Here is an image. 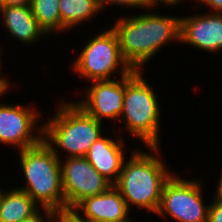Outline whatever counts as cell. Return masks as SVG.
<instances>
[{
    "label": "cell",
    "mask_w": 222,
    "mask_h": 222,
    "mask_svg": "<svg viewBox=\"0 0 222 222\" xmlns=\"http://www.w3.org/2000/svg\"><path fill=\"white\" fill-rule=\"evenodd\" d=\"M146 13L119 18L110 27L116 33L121 54L133 70H142L163 47L180 43L181 17ZM152 12V13H151Z\"/></svg>",
    "instance_id": "1"
},
{
    "label": "cell",
    "mask_w": 222,
    "mask_h": 222,
    "mask_svg": "<svg viewBox=\"0 0 222 222\" xmlns=\"http://www.w3.org/2000/svg\"><path fill=\"white\" fill-rule=\"evenodd\" d=\"M161 147H146L149 153L136 148L123 163L113 186L121 193L130 210L134 206L156 214L159 209L163 186L174 173L162 160Z\"/></svg>",
    "instance_id": "2"
},
{
    "label": "cell",
    "mask_w": 222,
    "mask_h": 222,
    "mask_svg": "<svg viewBox=\"0 0 222 222\" xmlns=\"http://www.w3.org/2000/svg\"><path fill=\"white\" fill-rule=\"evenodd\" d=\"M55 112L43 123V141L59 159L62 151L65 158L85 157L90 146L110 129L75 102L61 99Z\"/></svg>",
    "instance_id": "3"
},
{
    "label": "cell",
    "mask_w": 222,
    "mask_h": 222,
    "mask_svg": "<svg viewBox=\"0 0 222 222\" xmlns=\"http://www.w3.org/2000/svg\"><path fill=\"white\" fill-rule=\"evenodd\" d=\"M25 186L16 187L25 191L41 208L57 213H67L65 206L60 159L42 140L38 145L18 152Z\"/></svg>",
    "instance_id": "4"
},
{
    "label": "cell",
    "mask_w": 222,
    "mask_h": 222,
    "mask_svg": "<svg viewBox=\"0 0 222 222\" xmlns=\"http://www.w3.org/2000/svg\"><path fill=\"white\" fill-rule=\"evenodd\" d=\"M142 73V70H133L125 76L123 111L119 121L123 120L124 131L146 147L160 146L162 111L156 91Z\"/></svg>",
    "instance_id": "5"
},
{
    "label": "cell",
    "mask_w": 222,
    "mask_h": 222,
    "mask_svg": "<svg viewBox=\"0 0 222 222\" xmlns=\"http://www.w3.org/2000/svg\"><path fill=\"white\" fill-rule=\"evenodd\" d=\"M105 29L91 39L88 38L68 68L86 81L112 80L117 72L119 79L133 71L121 54L116 33L110 26Z\"/></svg>",
    "instance_id": "6"
},
{
    "label": "cell",
    "mask_w": 222,
    "mask_h": 222,
    "mask_svg": "<svg viewBox=\"0 0 222 222\" xmlns=\"http://www.w3.org/2000/svg\"><path fill=\"white\" fill-rule=\"evenodd\" d=\"M177 174L165 182L155 215L165 220L171 217L174 222H208L210 202L204 203L203 180H187Z\"/></svg>",
    "instance_id": "7"
},
{
    "label": "cell",
    "mask_w": 222,
    "mask_h": 222,
    "mask_svg": "<svg viewBox=\"0 0 222 222\" xmlns=\"http://www.w3.org/2000/svg\"><path fill=\"white\" fill-rule=\"evenodd\" d=\"M24 105L0 104V144L14 146L18 151L43 140V123H39L41 112L36 111L35 106Z\"/></svg>",
    "instance_id": "8"
},
{
    "label": "cell",
    "mask_w": 222,
    "mask_h": 222,
    "mask_svg": "<svg viewBox=\"0 0 222 222\" xmlns=\"http://www.w3.org/2000/svg\"><path fill=\"white\" fill-rule=\"evenodd\" d=\"M60 169L67 213L84 198L102 194L113 186L97 172L86 157L63 158L62 155Z\"/></svg>",
    "instance_id": "9"
},
{
    "label": "cell",
    "mask_w": 222,
    "mask_h": 222,
    "mask_svg": "<svg viewBox=\"0 0 222 222\" xmlns=\"http://www.w3.org/2000/svg\"><path fill=\"white\" fill-rule=\"evenodd\" d=\"M85 88V97L75 103L98 121L103 123V119H108L115 124L123 111L125 76L119 80L113 77L112 80L91 81Z\"/></svg>",
    "instance_id": "10"
},
{
    "label": "cell",
    "mask_w": 222,
    "mask_h": 222,
    "mask_svg": "<svg viewBox=\"0 0 222 222\" xmlns=\"http://www.w3.org/2000/svg\"><path fill=\"white\" fill-rule=\"evenodd\" d=\"M197 50L222 52V13L204 12L181 17L180 44Z\"/></svg>",
    "instance_id": "11"
},
{
    "label": "cell",
    "mask_w": 222,
    "mask_h": 222,
    "mask_svg": "<svg viewBox=\"0 0 222 222\" xmlns=\"http://www.w3.org/2000/svg\"><path fill=\"white\" fill-rule=\"evenodd\" d=\"M69 213L80 222H120L131 210L121 193L111 186L106 192L84 198Z\"/></svg>",
    "instance_id": "12"
},
{
    "label": "cell",
    "mask_w": 222,
    "mask_h": 222,
    "mask_svg": "<svg viewBox=\"0 0 222 222\" xmlns=\"http://www.w3.org/2000/svg\"><path fill=\"white\" fill-rule=\"evenodd\" d=\"M110 131H105L90 146L85 157L101 176L114 185L118 180L123 163L127 159L125 157L127 146H125L126 140L121 138L123 136L114 138V136H111Z\"/></svg>",
    "instance_id": "13"
},
{
    "label": "cell",
    "mask_w": 222,
    "mask_h": 222,
    "mask_svg": "<svg viewBox=\"0 0 222 222\" xmlns=\"http://www.w3.org/2000/svg\"><path fill=\"white\" fill-rule=\"evenodd\" d=\"M0 17L6 33H9L11 37L22 44L34 43L35 45L41 37L48 38L38 26L30 5L0 6Z\"/></svg>",
    "instance_id": "14"
},
{
    "label": "cell",
    "mask_w": 222,
    "mask_h": 222,
    "mask_svg": "<svg viewBox=\"0 0 222 222\" xmlns=\"http://www.w3.org/2000/svg\"><path fill=\"white\" fill-rule=\"evenodd\" d=\"M41 207L23 190L9 188L0 198V222H21Z\"/></svg>",
    "instance_id": "15"
},
{
    "label": "cell",
    "mask_w": 222,
    "mask_h": 222,
    "mask_svg": "<svg viewBox=\"0 0 222 222\" xmlns=\"http://www.w3.org/2000/svg\"><path fill=\"white\" fill-rule=\"evenodd\" d=\"M59 10L61 32L74 29L82 22H90L102 11L97 0H59Z\"/></svg>",
    "instance_id": "16"
},
{
    "label": "cell",
    "mask_w": 222,
    "mask_h": 222,
    "mask_svg": "<svg viewBox=\"0 0 222 222\" xmlns=\"http://www.w3.org/2000/svg\"><path fill=\"white\" fill-rule=\"evenodd\" d=\"M30 7L38 26L48 37L61 33L59 0H31Z\"/></svg>",
    "instance_id": "17"
},
{
    "label": "cell",
    "mask_w": 222,
    "mask_h": 222,
    "mask_svg": "<svg viewBox=\"0 0 222 222\" xmlns=\"http://www.w3.org/2000/svg\"><path fill=\"white\" fill-rule=\"evenodd\" d=\"M98 4L100 6V8L102 9V11L105 9V7H107V5H115V6H122V8H126V9H149L150 8V3L149 0H97Z\"/></svg>",
    "instance_id": "18"
},
{
    "label": "cell",
    "mask_w": 222,
    "mask_h": 222,
    "mask_svg": "<svg viewBox=\"0 0 222 222\" xmlns=\"http://www.w3.org/2000/svg\"><path fill=\"white\" fill-rule=\"evenodd\" d=\"M58 214L59 213L49 208H41V210H38L32 216L22 220L21 222H55Z\"/></svg>",
    "instance_id": "19"
},
{
    "label": "cell",
    "mask_w": 222,
    "mask_h": 222,
    "mask_svg": "<svg viewBox=\"0 0 222 222\" xmlns=\"http://www.w3.org/2000/svg\"><path fill=\"white\" fill-rule=\"evenodd\" d=\"M211 202L209 207L208 222H222V200L213 198Z\"/></svg>",
    "instance_id": "20"
},
{
    "label": "cell",
    "mask_w": 222,
    "mask_h": 222,
    "mask_svg": "<svg viewBox=\"0 0 222 222\" xmlns=\"http://www.w3.org/2000/svg\"><path fill=\"white\" fill-rule=\"evenodd\" d=\"M186 0H149V3H150V9H153V10H155V12H156V10H157V6H159V7H161L162 6V4L163 5H165V7L167 6V7H173V6H177V5H180L181 4V2H182V4H183V2H185ZM194 2L196 1V0H193Z\"/></svg>",
    "instance_id": "21"
},
{
    "label": "cell",
    "mask_w": 222,
    "mask_h": 222,
    "mask_svg": "<svg viewBox=\"0 0 222 222\" xmlns=\"http://www.w3.org/2000/svg\"><path fill=\"white\" fill-rule=\"evenodd\" d=\"M195 3L205 5L209 12L222 13V0H196Z\"/></svg>",
    "instance_id": "22"
},
{
    "label": "cell",
    "mask_w": 222,
    "mask_h": 222,
    "mask_svg": "<svg viewBox=\"0 0 222 222\" xmlns=\"http://www.w3.org/2000/svg\"><path fill=\"white\" fill-rule=\"evenodd\" d=\"M2 68L3 67L0 66V100L3 98V95H6V93H8L10 89L12 88L10 87L12 85L11 82H9L10 80L7 77L3 76L4 75L3 72L1 74ZM0 104H1V101H0Z\"/></svg>",
    "instance_id": "23"
},
{
    "label": "cell",
    "mask_w": 222,
    "mask_h": 222,
    "mask_svg": "<svg viewBox=\"0 0 222 222\" xmlns=\"http://www.w3.org/2000/svg\"><path fill=\"white\" fill-rule=\"evenodd\" d=\"M31 0H0V6H24L30 5Z\"/></svg>",
    "instance_id": "24"
},
{
    "label": "cell",
    "mask_w": 222,
    "mask_h": 222,
    "mask_svg": "<svg viewBox=\"0 0 222 222\" xmlns=\"http://www.w3.org/2000/svg\"><path fill=\"white\" fill-rule=\"evenodd\" d=\"M55 222H80L71 213H59Z\"/></svg>",
    "instance_id": "25"
},
{
    "label": "cell",
    "mask_w": 222,
    "mask_h": 222,
    "mask_svg": "<svg viewBox=\"0 0 222 222\" xmlns=\"http://www.w3.org/2000/svg\"><path fill=\"white\" fill-rule=\"evenodd\" d=\"M217 185H216V191L213 194L214 197L213 198H217L219 200H222V171H220V176L218 177V180L216 181Z\"/></svg>",
    "instance_id": "26"
},
{
    "label": "cell",
    "mask_w": 222,
    "mask_h": 222,
    "mask_svg": "<svg viewBox=\"0 0 222 222\" xmlns=\"http://www.w3.org/2000/svg\"><path fill=\"white\" fill-rule=\"evenodd\" d=\"M131 219H132V218L127 219V220H124V221H120V222H135L134 220L132 221Z\"/></svg>",
    "instance_id": "27"
},
{
    "label": "cell",
    "mask_w": 222,
    "mask_h": 222,
    "mask_svg": "<svg viewBox=\"0 0 222 222\" xmlns=\"http://www.w3.org/2000/svg\"><path fill=\"white\" fill-rule=\"evenodd\" d=\"M2 49H3V47H2V48L0 47V56L2 55V54H1V53H2V52H1ZM0 61H2V60H1V57H0ZM1 65H2V62H0V66H1Z\"/></svg>",
    "instance_id": "28"
},
{
    "label": "cell",
    "mask_w": 222,
    "mask_h": 222,
    "mask_svg": "<svg viewBox=\"0 0 222 222\" xmlns=\"http://www.w3.org/2000/svg\"><path fill=\"white\" fill-rule=\"evenodd\" d=\"M3 192H4V190H2V189L0 188V198H1L2 194H3Z\"/></svg>",
    "instance_id": "29"
}]
</instances>
